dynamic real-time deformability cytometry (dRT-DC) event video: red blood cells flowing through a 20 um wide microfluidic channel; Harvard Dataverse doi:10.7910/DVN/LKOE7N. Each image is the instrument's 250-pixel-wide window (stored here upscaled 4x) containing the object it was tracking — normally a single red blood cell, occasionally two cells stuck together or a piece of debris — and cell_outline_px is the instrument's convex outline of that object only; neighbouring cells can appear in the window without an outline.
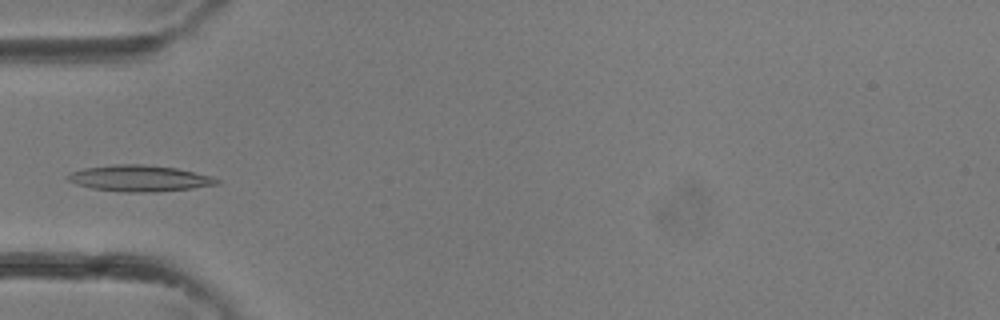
{"species": "common noctule bat (a hibernating species)", "species_latin": "Nyctalus noctula", "temperature_condition": "room temperature", "stored_images_in_passage": 32, "camera_frame_rate_fps": 3000, "um_per_image_px": 0.085, "animal": {"sex": "female"}, "frame": {"image": 1, "passage_image": 8, "time_ms": 2.333, "image_size_px": [1000, 320], "cell_outline_px": [[220, 184], [192, 188], [156, 192], [124, 192], [92, 188], [76, 184], [68, 180], [64, 176], [72, 172], [84, 168], [116, 164], [140, 164], [176, 168], [212, 176], [220, 180]], "centroid_in_image_um": [11.86, 15.16], "position_along_channel_um": 73.1, "area_um2": 22.72}}
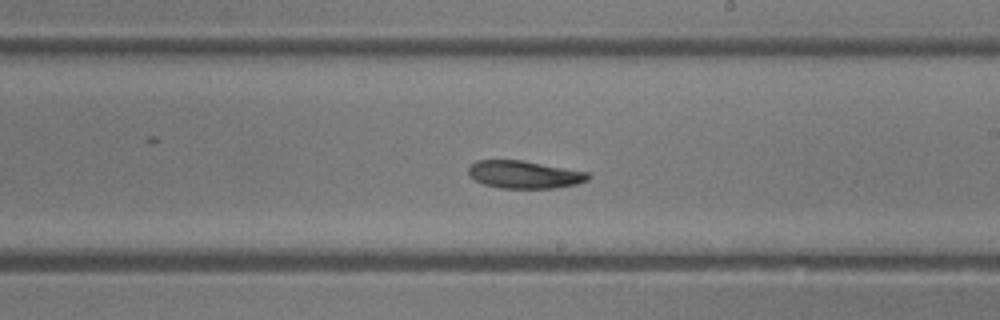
{"frame": {"image": 2, "passage_image": 17, "time_ms": 5.333, "image_size_px": [1000, 320], "cell_outline_px": [[592, 176], [588, 180], [576, 184], [556, 188], [500, 188], [484, 184], [468, 176], [468, 168], [476, 160], [520, 160], [588, 172]], "centroid_in_image_um": [44.56, 14.84], "position_along_channel_um": 244.4, "area_um2": 19.25}}
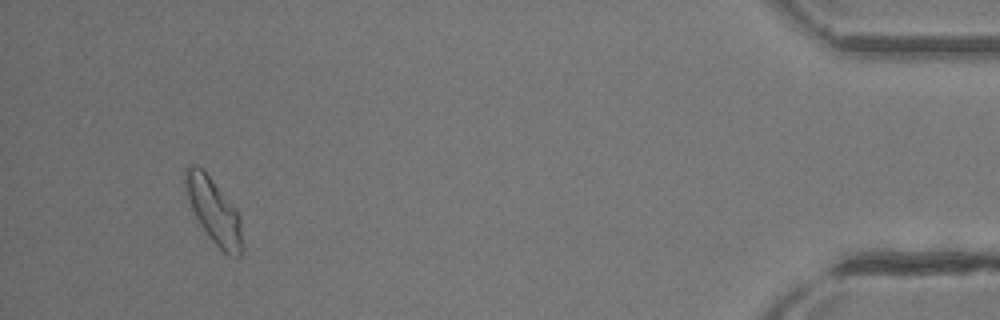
{"frame": {"image": 3, "passage_image": 30, "time_ms": 9.667, "image_size_px": [1000, 320], "cell_outline_px": [[244, 248], [240, 256], [228, 256], [208, 236], [200, 224], [188, 200], [184, 184], [184, 168], [188, 164], [196, 164], [208, 176], [232, 204], [240, 216], [244, 244]], "centroid_in_image_um": [18.19, 17.95], "position_along_channel_um": 417.0, "area_um2": 21.5}}